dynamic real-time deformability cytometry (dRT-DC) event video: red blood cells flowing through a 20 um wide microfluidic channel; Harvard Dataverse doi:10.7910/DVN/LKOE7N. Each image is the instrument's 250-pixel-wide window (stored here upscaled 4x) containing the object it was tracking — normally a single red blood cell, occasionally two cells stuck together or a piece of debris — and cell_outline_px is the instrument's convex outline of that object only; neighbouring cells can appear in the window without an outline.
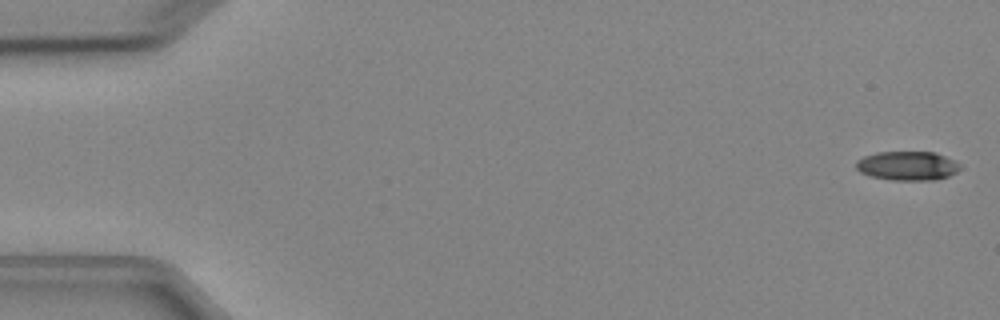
{"species": "Egyptian fruit bat (a non-hibernating species)", "species_latin": "Rousettus aegyptiacus", "temperature_condition": "cold", "stored_images_in_passage": 5, "camera_frame_rate_fps": 3000, "um_per_image_px": 0.085, "animal": {"sex": "female"}, "frame": {"image": 1, "passage_image": 1, "time_ms": 0.0, "image_size_px": [1000, 320], "cell_outline_px": [[964, 168], [948, 176], [936, 180], [892, 180], [872, 176], [860, 172], [856, 168], [856, 160], [864, 156], [876, 152], [936, 152], [960, 164]], "centroid_in_image_um": [77.15, 14.09], "position_along_channel_um": 7.9, "area_um2": 17.69}}
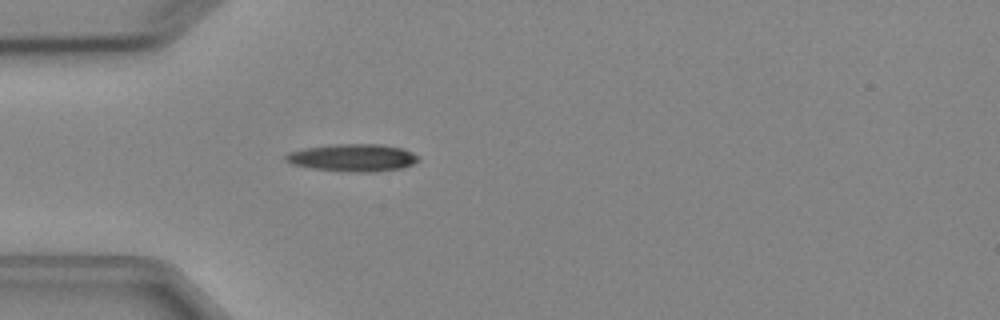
{"frame": {"image": 2, "passage_image": 5, "time_ms": 4.667, "image_size_px": [1000, 320], "cell_outline_px": [[420, 160], [404, 168], [376, 172], [352, 172], [312, 168], [292, 164], [284, 160], [284, 156], [288, 152], [304, 148], [332, 144], [380, 144], [404, 148], [420, 156]], "centroid_in_image_um": [30.02, 13.4], "position_along_channel_um": 55.0, "area_um2": 21.5}}